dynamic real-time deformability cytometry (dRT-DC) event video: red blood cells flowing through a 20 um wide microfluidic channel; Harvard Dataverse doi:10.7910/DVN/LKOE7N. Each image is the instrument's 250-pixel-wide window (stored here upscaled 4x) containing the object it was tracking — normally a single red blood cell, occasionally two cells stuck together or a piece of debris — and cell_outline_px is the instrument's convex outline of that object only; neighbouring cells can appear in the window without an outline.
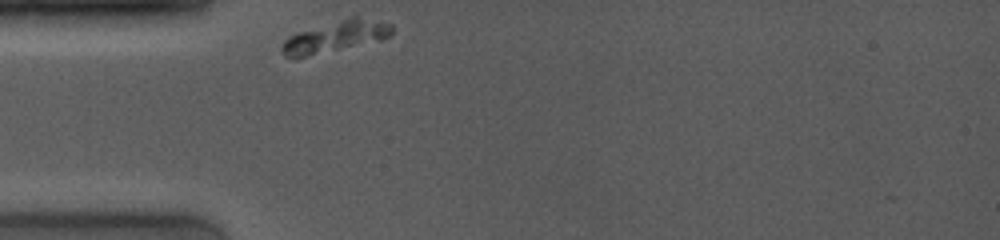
{"species": "common noctule bat (a hibernating species)", "species_latin": "Nyctalus noctula", "temperature_condition": "room temperature", "stored_images_in_passage": 31, "camera_frame_rate_fps": 4000, "um_per_image_px": 0.085, "animal": {"sex": "female", "body_mass_g": 19.0, "forearm_length_mm": 53.3}, "frame": {"image": 1, "passage_image": 1, "time_ms": 0.0, "image_size_px": [1000, 240], "cell_outline_px": [[392, 32], [388, 36], [380, 40], [304, 56], [284, 56], [280, 48], [284, 40], [288, 36], [300, 32], [352, 16], [356, 16], [392, 24]], "centroid_in_image_um": [28.52, 3.09], "position_along_channel_um": 56.5, "area_um2": 19.13}}
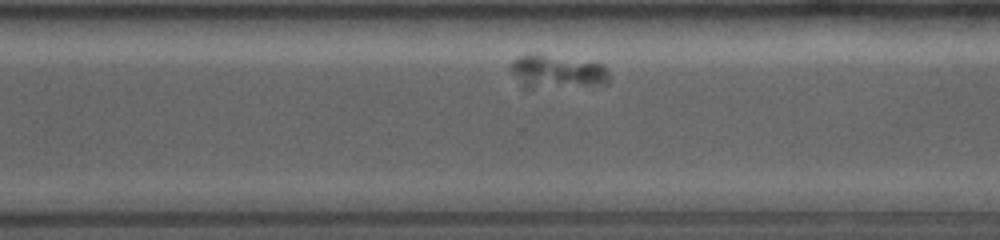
{"frame": {"image": 2, "passage_image": 24, "time_ms": 7.5, "image_size_px": [1000, 240], "cell_outline_px": [[612, 76], [608, 84], [532, 88], [524, 88], [512, 72], [508, 64], [520, 56], [532, 52], [536, 52], [604, 64]], "centroid_in_image_um": [47.38, 6.07], "position_along_channel_um": 323.2, "area_um2": 19.59}}
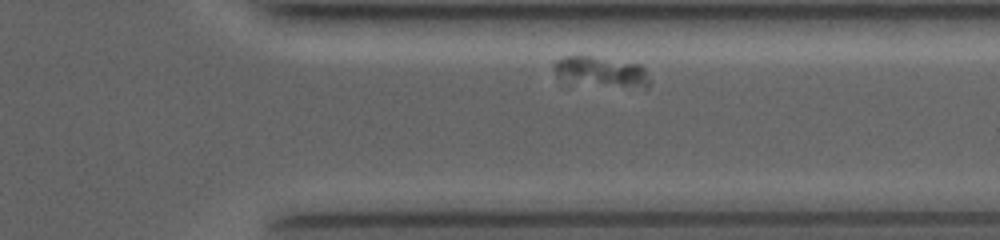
{"frame": {"image": 3, "passage_image": 28, "time_ms": 8.5, "image_size_px": [1000, 240], "cell_outline_px": [[652, 80], [648, 88], [560, 76], [556, 72], [556, 60], [564, 56], [588, 56], [640, 64], [644, 68]], "centroid_in_image_um": [51.28, 6.01], "position_along_channel_um": 360.1, "area_um2": 14.91}}